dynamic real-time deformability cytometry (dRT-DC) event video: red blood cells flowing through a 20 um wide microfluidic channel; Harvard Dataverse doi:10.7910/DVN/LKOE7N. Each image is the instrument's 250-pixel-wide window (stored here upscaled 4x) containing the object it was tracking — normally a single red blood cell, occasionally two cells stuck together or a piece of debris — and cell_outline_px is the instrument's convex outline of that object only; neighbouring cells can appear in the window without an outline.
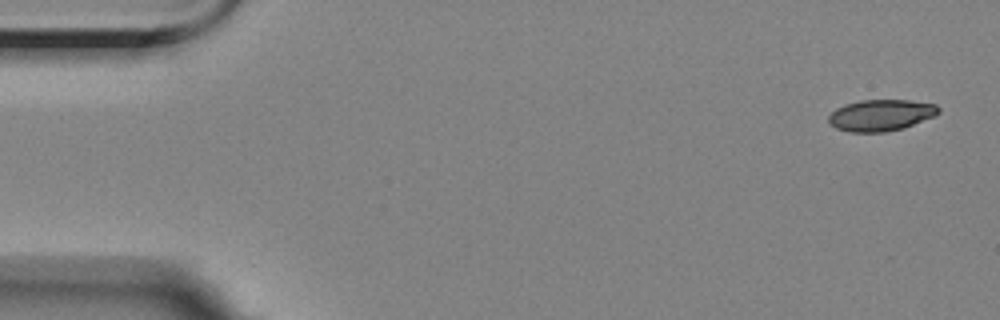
{"species": "Egyptian fruit bat (a non-hibernating species)", "species_latin": "Rousettus aegyptiacus", "temperature_condition": "room temperature", "stored_images_in_passage": 4, "camera_frame_rate_fps": 3000, "um_per_image_px": 0.085, "animal": {"sex": "female"}, "frame": {"image": 1, "passage_image": 1, "time_ms": 0.0, "image_size_px": [1000, 320], "cell_outline_px": [[940, 112], [936, 116], [904, 128], [884, 132], [848, 132], [836, 128], [828, 120], [828, 116], [836, 108], [844, 104], [860, 100], [908, 100], [936, 104], [940, 108]], "centroid_in_image_um": [74.9, 9.79], "position_along_channel_um": 10.1, "area_um2": 20.29}}
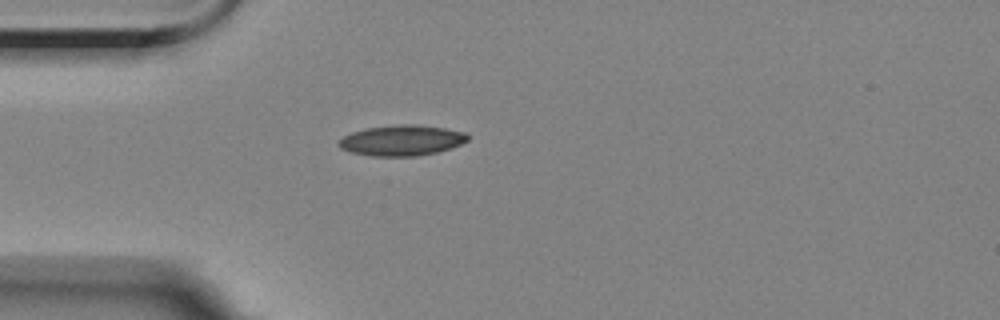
{"frame": {"image": 2, "passage_image": 4, "time_ms": 4.333, "image_size_px": [1000, 320], "cell_outline_px": [[468, 140], [452, 148], [436, 152], [416, 156], [372, 156], [352, 152], [340, 148], [336, 144], [344, 136], [352, 132], [368, 128], [400, 124], [412, 124], [444, 128], [468, 132]], "centroid_in_image_um": [34.17, 11.93], "position_along_channel_um": 50.8, "area_um2": 22.89}}